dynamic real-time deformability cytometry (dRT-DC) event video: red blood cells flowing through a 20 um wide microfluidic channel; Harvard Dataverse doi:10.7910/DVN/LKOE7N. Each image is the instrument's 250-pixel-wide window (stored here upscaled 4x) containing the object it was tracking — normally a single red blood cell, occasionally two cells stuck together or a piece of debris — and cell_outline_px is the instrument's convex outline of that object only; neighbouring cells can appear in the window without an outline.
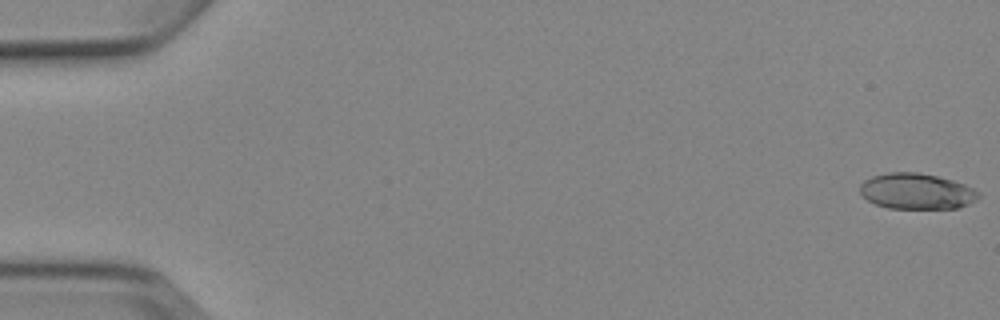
{"species": "Egyptian fruit bat (a non-hibernating species)", "species_latin": "Rousettus aegyptiacus", "temperature_condition": "cold", "stored_images_in_passage": 5, "camera_frame_rate_fps": 3000, "um_per_image_px": 0.085, "animal": {"sex": "female"}, "frame": {"image": 1, "passage_image": 1, "time_ms": 0.0, "image_size_px": [1000, 320], "cell_outline_px": [[980, 196], [976, 200], [968, 204], [956, 208], [888, 208], [876, 204], [868, 200], [860, 192], [860, 184], [864, 180], [872, 176], [888, 172], [916, 172], [936, 176], [952, 180], [964, 184], [980, 192]], "centroid_in_image_um": [77.9, 16.25], "position_along_channel_um": 7.1, "area_um2": 24.62}}
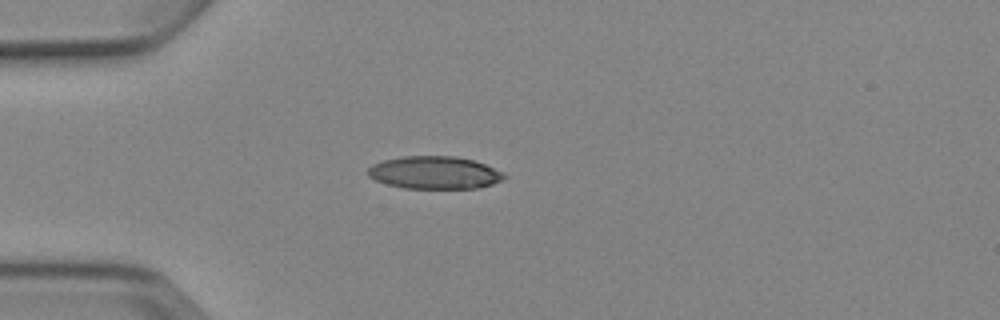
{"frame": {"image": 2, "passage_image": 5, "time_ms": 4.667, "image_size_px": [1000, 320], "cell_outline_px": [[508, 176], [504, 180], [492, 184], [476, 188], [404, 188], [388, 184], [376, 180], [368, 176], [368, 168], [372, 164], [384, 160], [400, 156], [456, 156], [472, 160], [484, 164], [504, 172]], "centroid_in_image_um": [36.95, 14.67], "position_along_channel_um": 48.0, "area_um2": 25.95}}